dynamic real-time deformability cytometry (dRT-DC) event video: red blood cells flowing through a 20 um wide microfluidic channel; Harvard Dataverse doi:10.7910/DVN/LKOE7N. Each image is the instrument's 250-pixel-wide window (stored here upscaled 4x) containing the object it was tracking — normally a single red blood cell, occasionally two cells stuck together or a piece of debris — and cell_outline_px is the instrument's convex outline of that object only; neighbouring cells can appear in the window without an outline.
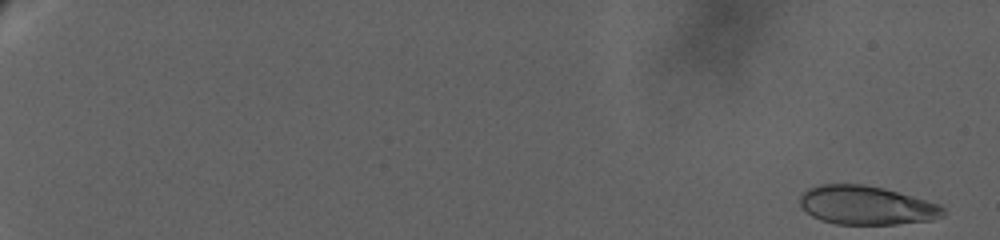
{"species": "human", "species_latin": "Homo sapiens", "temperature_condition": "warm", "stored_images_in_passage": 49, "camera_frame_rate_fps": 3000, "um_per_image_px": 0.085, "donor": {"sex": "female"}, "frame": {"image": 1, "passage_image": 1, "time_ms": 0.0, "image_size_px": [1000, 240], "cell_outline_px": [[944, 216], [932, 220], [896, 224], [836, 224], [820, 220], [812, 216], [800, 204], [800, 196], [808, 188], [820, 184], [864, 184], [884, 188], [940, 204], [944, 208]], "centroid_in_image_um": [73.66, 17.45], "position_along_channel_um": 11.3, "area_um2": 32.37}}
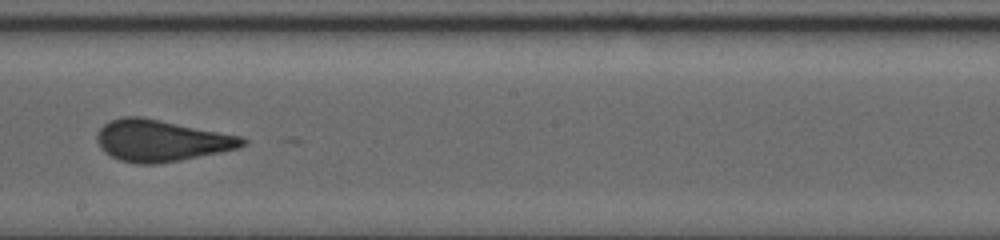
{"frame": {"image": 2, "passage_image": 28, "time_ms": 15.667, "image_size_px": [1000, 240], "cell_outline_px": [[248, 144], [240, 148], [180, 160], [156, 164], [136, 164], [120, 160], [104, 152], [100, 148], [96, 140], [96, 136], [100, 128], [104, 124], [112, 120], [124, 116], [144, 116], [244, 136], [248, 140]], "centroid_in_image_um": [13.75, 11.94], "position_along_channel_um": 234.5, "area_um2": 35.72}}
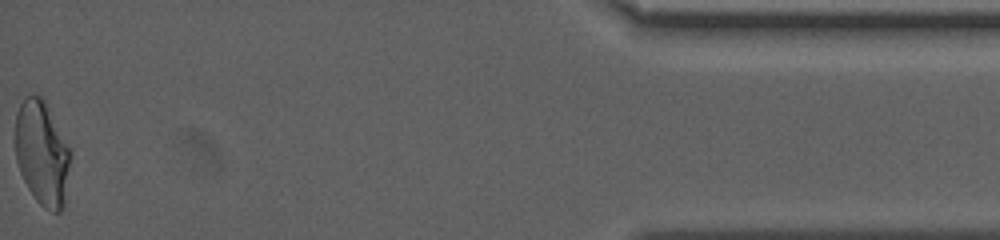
{"frame": {"image": 3, "passage_image": 49, "time_ms": 24.667, "image_size_px": [1000, 240], "cell_outline_px": [[72, 152], [64, 204], [60, 212], [52, 212], [44, 208], [36, 200], [28, 188], [20, 172], [16, 160], [16, 112], [24, 96], [40, 96], [44, 100]], "centroid_in_image_um": [3.58, 13.04], "position_along_channel_um": 431.6, "area_um2": 33.47}}